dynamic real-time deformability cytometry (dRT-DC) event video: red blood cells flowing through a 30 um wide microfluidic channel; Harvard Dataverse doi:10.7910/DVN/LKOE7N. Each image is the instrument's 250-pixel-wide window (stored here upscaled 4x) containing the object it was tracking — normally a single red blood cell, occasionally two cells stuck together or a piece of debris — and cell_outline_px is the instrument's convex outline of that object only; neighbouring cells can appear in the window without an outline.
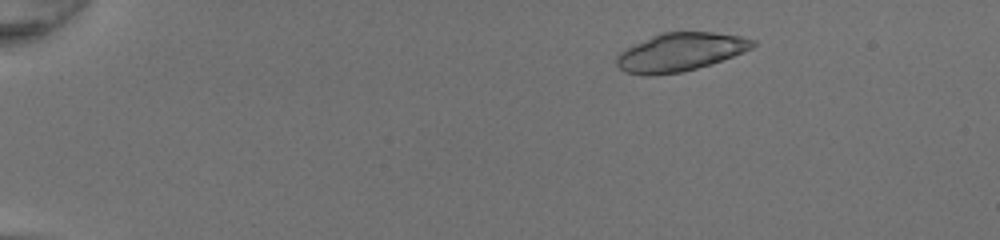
{"species": "common noctule bat (a hibernating species)", "species_latin": "Nyctalus noctula", "temperature_condition": "room temperature", "stored_images_in_passage": 47, "camera_frame_rate_fps": 3000, "um_per_image_px": 0.085, "animal": {"sex": "female", "body_mass_g": 20.0, "forearm_length_mm": 54.0}, "frame": {"image": 1, "passage_image": 6, "time_ms": 1.667, "image_size_px": [1000, 240], "cell_outline_px": [[756, 44], [752, 48], [744, 52], [712, 64], [680, 72], [652, 76], [644, 76], [624, 72], [616, 64], [616, 56], [620, 52], [652, 36], [664, 32], [712, 32], [740, 36], [756, 40]], "centroid_in_image_um": [57.83, 4.44], "position_along_channel_um": 27.2, "area_um2": 30.29}}